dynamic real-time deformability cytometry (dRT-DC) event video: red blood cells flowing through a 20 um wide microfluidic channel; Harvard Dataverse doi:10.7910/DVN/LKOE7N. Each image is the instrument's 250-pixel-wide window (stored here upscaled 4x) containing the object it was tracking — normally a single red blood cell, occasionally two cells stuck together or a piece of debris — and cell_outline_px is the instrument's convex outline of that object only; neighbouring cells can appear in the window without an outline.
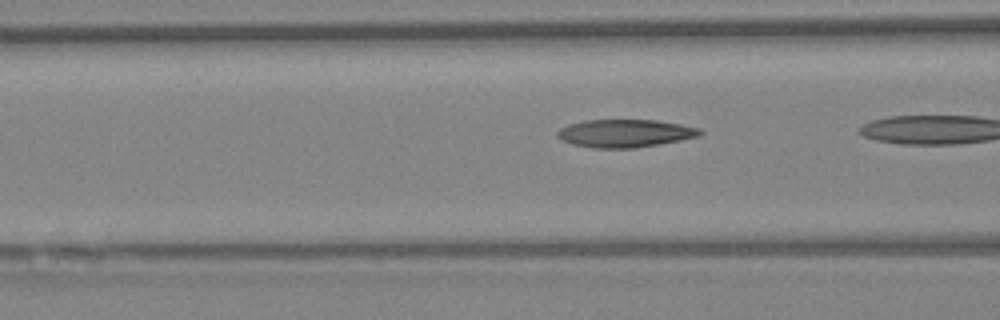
{"species": "Egyptian fruit bat (a non-hibernating species)", "species_latin": "Rousettus aegyptiacus", "temperature_condition": "warm", "stored_images_in_passage": 34, "camera_frame_rate_fps": 3000, "um_per_image_px": 0.085, "animal": {"sex": "female"}, "frame": {"image": 1, "passage_image": 20, "time_ms": 6.333, "image_size_px": [1000, 320], "cell_outline_px": [[704, 132], [700, 136], [660, 144], [632, 148], [592, 148], [572, 144], [560, 140], [556, 136], [556, 132], [560, 128], [568, 124], [584, 120], [656, 120], [680, 124], [700, 128]], "centroid_in_image_um": [53.1, 11.33], "position_along_channel_um": 113.5, "area_um2": 23.35}}
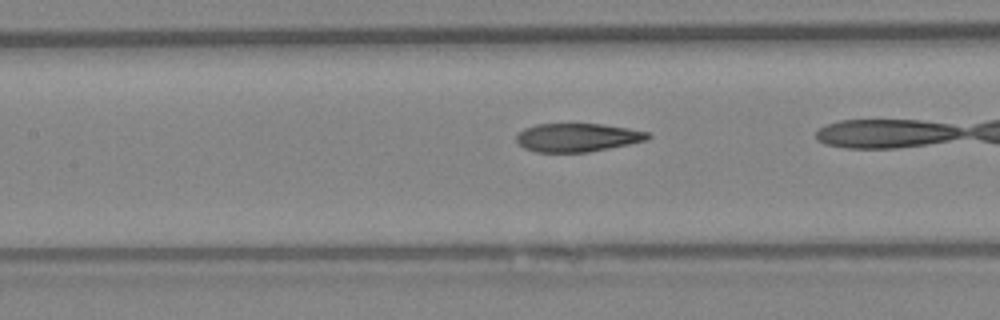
{"frame": {"image": 2, "passage_image": 24, "time_ms": 7.667, "image_size_px": [1000, 320], "cell_outline_px": [[652, 136], [648, 140], [588, 152], [536, 152], [524, 148], [516, 140], [516, 132], [524, 128], [536, 124], [600, 124], [628, 128], [648, 132]], "centroid_in_image_um": [49.05, 11.68], "position_along_channel_um": 158.3, "area_um2": 21.79}}